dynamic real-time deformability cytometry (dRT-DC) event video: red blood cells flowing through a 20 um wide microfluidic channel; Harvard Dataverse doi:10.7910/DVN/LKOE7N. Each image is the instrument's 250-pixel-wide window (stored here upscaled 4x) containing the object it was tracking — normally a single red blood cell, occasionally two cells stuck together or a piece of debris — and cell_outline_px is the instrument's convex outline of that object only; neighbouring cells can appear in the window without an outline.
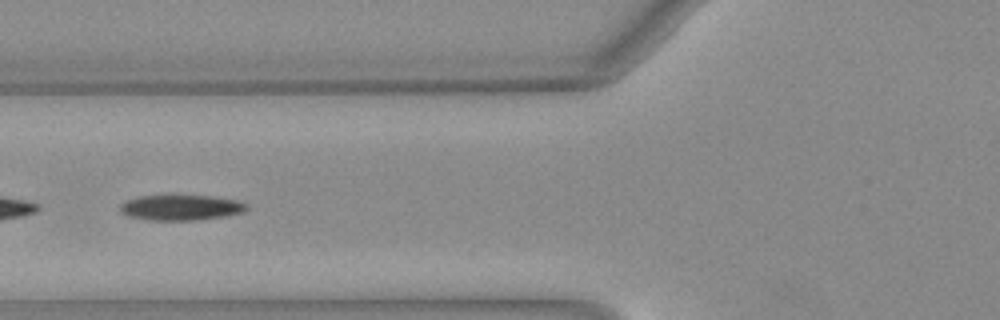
{"species": "Egyptian fruit bat (a non-hibernating species)", "species_latin": "Rousettus aegyptiacus", "temperature_condition": "warm", "stored_images_in_passage": 51, "segment_of_instrument_passage": [2, 2], "camera_frame_rate_fps": 3000, "um_per_image_px": 0.085, "animal": {"sex": "female"}, "frame": {"image": 1, "passage_image": 21, "time_ms": 6.667, "image_size_px": [1000, 320], "cell_outline_px": [[248, 208], [244, 212], [224, 216], [196, 220], [152, 220], [128, 216], [120, 208], [120, 204], [128, 200], [140, 196], [208, 196], [240, 200], [248, 204]], "centroid_in_image_um": [15.45, 17.64], "position_along_channel_um": 110.4, "area_um2": 18.5}}
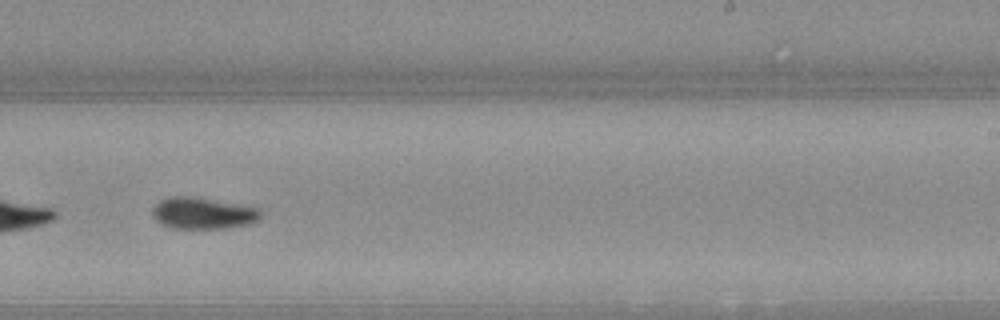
{"frame": {"image": 2, "passage_image": 33, "time_ms": 10.667, "image_size_px": [1000, 320], "cell_outline_px": [[260, 216], [256, 220], [248, 224], [224, 228], [172, 228], [160, 224], [156, 220], [152, 212], [156, 204], [160, 200], [172, 196], [188, 196], [256, 208], [260, 212]], "centroid_in_image_um": [17.17, 18.14], "position_along_channel_um": 271.8, "area_um2": 19.25}}
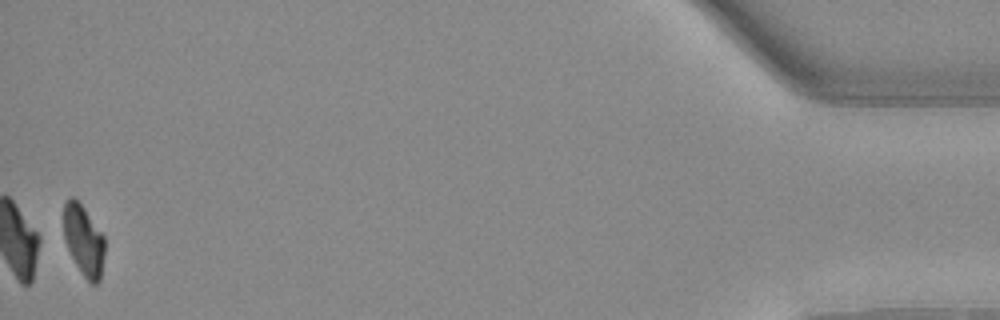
{"frame": {"image": 3, "passage_image": 51, "time_ms": 16.667, "image_size_px": [1000, 320], "cell_outline_px": [[104, 252], [100, 280], [96, 284], [92, 284], [84, 276], [76, 264], [64, 240], [64, 204], [68, 196], [72, 196], [80, 204], [104, 236]], "centroid_in_image_um": [7.1, 20.43], "position_along_channel_um": 428.1, "area_um2": 16.53}}